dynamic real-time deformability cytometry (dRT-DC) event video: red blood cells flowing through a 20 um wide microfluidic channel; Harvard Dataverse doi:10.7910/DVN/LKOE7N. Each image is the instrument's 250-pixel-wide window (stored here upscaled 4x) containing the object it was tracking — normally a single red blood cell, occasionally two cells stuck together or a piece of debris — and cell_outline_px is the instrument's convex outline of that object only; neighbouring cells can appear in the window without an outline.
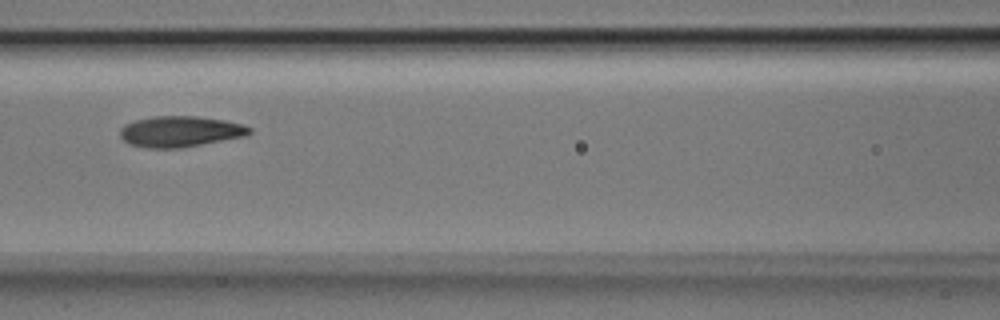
{"species": "Egyptian fruit bat (a non-hibernating species)", "species_latin": "Rousettus aegyptiacus", "temperature_condition": "room temperature", "stored_images_in_passage": 3, "camera_frame_rate_fps": 3000, "um_per_image_px": 0.085, "animal": {"sex": "male"}, "frame": {"image": 1, "passage_image": 3, "time_ms": 0.667, "image_size_px": [1000, 320], "cell_outline_px": [[252, 132], [248, 136], [184, 148], [148, 148], [128, 144], [120, 136], [120, 128], [124, 124], [136, 120], [152, 116], [196, 116], [224, 120], [244, 124], [252, 128]], "centroid_in_image_um": [15.36, 11.18], "position_along_channel_um": 151.2, "area_um2": 23.7}}